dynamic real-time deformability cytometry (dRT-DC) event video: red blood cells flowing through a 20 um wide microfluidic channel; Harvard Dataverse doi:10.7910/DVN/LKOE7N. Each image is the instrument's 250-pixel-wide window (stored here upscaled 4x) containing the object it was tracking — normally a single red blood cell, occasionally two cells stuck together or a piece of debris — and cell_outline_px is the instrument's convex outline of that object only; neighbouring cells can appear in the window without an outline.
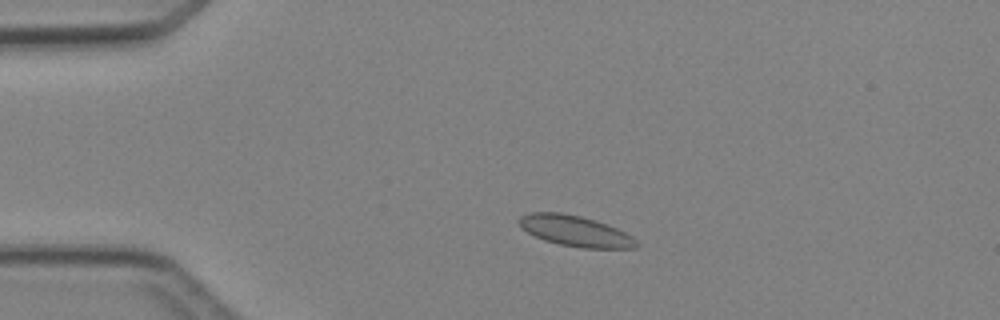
{"species": "Egyptian fruit bat (a non-hibernating species)", "species_latin": "Rousettus aegyptiacus", "temperature_condition": "cold", "stored_images_in_passage": 4, "camera_frame_rate_fps": 3000, "um_per_image_px": 0.085, "animal": {"sex": "female"}, "frame": {"image": 1, "passage_image": 3, "time_ms": 2.333, "image_size_px": [1000, 320], "cell_outline_px": [[640, 244], [636, 248], [580, 248], [560, 244], [544, 240], [520, 228], [516, 224], [516, 220], [520, 216], [528, 212], [560, 212], [580, 216], [596, 220], [608, 224], [632, 236]], "centroid_in_image_um": [48.86, 19.62], "position_along_channel_um": 36.1, "area_um2": 21.27}}